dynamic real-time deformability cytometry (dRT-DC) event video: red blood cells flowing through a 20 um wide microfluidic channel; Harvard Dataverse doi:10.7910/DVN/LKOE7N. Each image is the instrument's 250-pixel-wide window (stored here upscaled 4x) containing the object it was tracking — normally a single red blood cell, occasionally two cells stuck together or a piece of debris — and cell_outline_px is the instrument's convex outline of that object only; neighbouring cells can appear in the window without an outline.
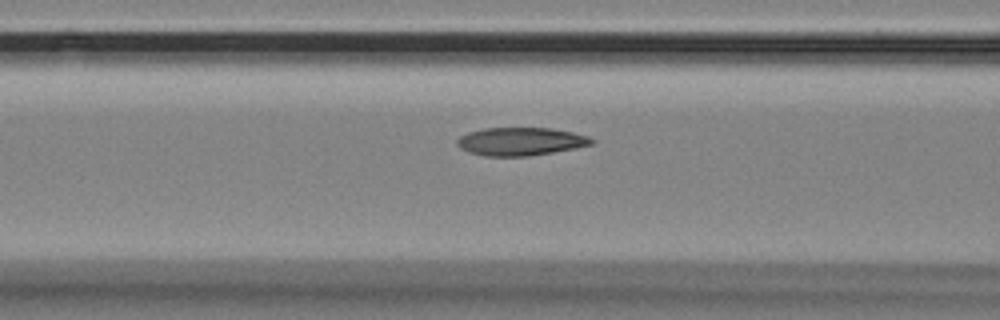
{"species": "Egyptian fruit bat (a non-hibernating species)", "species_latin": "Rousettus aegyptiacus", "temperature_condition": "room temperature", "stored_images_in_passage": 30, "camera_frame_rate_fps": 3000, "um_per_image_px": 0.085, "animal": {"sex": "female"}, "frame": {"image": 1, "passage_image": 17, "time_ms": 5.333, "image_size_px": [1000, 320], "cell_outline_px": [[596, 140], [592, 144], [576, 148], [528, 156], [484, 156], [468, 152], [460, 148], [456, 144], [456, 140], [460, 136], [468, 132], [484, 128], [552, 128], [572, 132], [588, 136]], "centroid_in_image_um": [44.24, 12.02], "position_along_channel_um": 122.4, "area_um2": 22.08}}
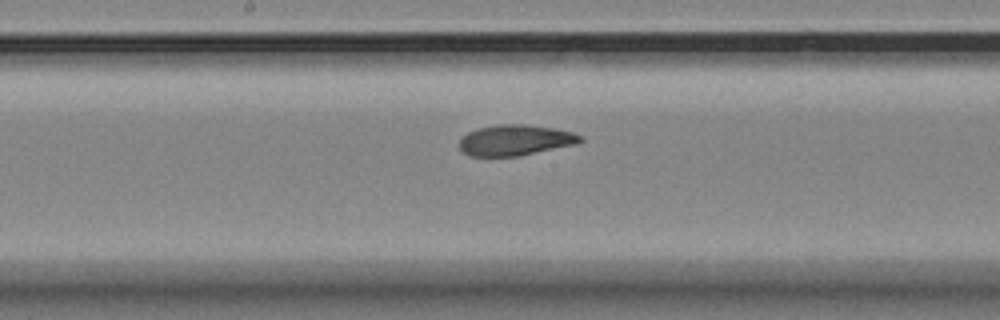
{"frame": {"image": 2, "passage_image": 24, "time_ms": 7.667, "image_size_px": [1000, 320], "cell_outline_px": [[584, 140], [576, 144], [520, 156], [472, 156], [464, 152], [460, 148], [460, 140], [468, 132], [476, 128], [500, 124], [524, 124], [556, 128], [572, 132], [584, 136]], "centroid_in_image_um": [43.84, 11.9], "position_along_channel_um": 204.4, "area_um2": 21.73}}
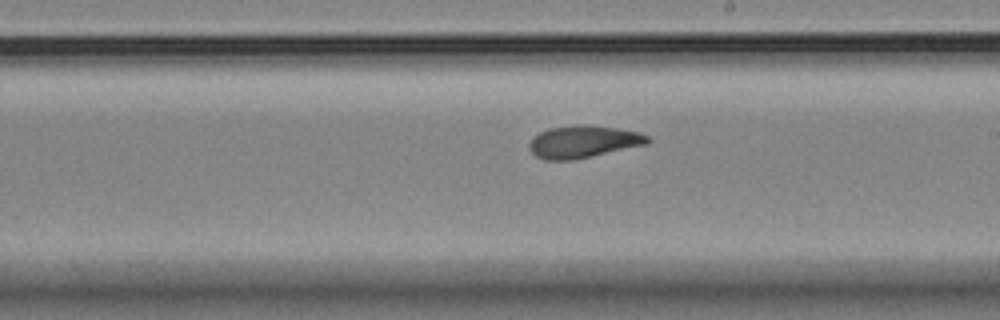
{"frame": {"image": 3, "passage_image": 27, "time_ms": 8.667, "image_size_px": [1000, 320], "cell_outline_px": [[652, 140], [648, 144], [572, 160], [544, 160], [536, 156], [528, 148], [528, 144], [532, 136], [548, 128], [576, 124], [588, 124], [616, 128], [640, 132], [648, 136]], "centroid_in_image_um": [49.56, 12.03], "position_along_channel_um": 239.4, "area_um2": 22.54}}